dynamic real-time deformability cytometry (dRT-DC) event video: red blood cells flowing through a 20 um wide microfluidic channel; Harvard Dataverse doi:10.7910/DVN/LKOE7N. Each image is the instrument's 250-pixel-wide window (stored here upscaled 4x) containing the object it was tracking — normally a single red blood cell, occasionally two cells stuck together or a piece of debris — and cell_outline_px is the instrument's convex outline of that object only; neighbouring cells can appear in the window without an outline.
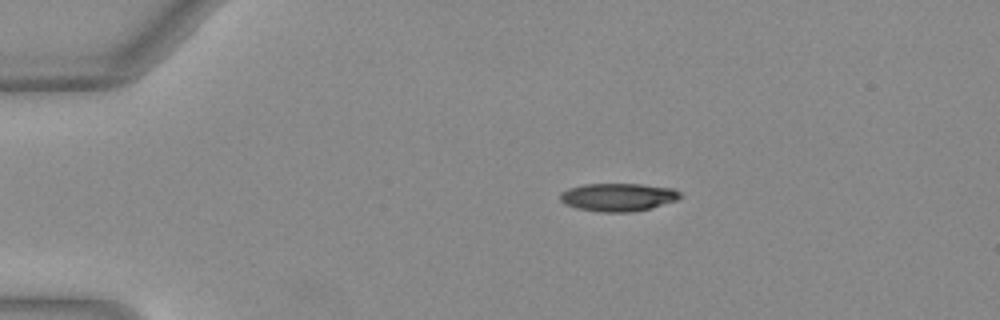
{"species": "Egyptian fruit bat (a non-hibernating species)", "species_latin": "Rousettus aegyptiacus", "temperature_condition": "warm", "stored_images_in_passage": 41, "camera_frame_rate_fps": 3000, "um_per_image_px": 0.085, "animal": {"sex": "female"}, "frame": {"image": 1, "passage_image": 1, "time_ms": 0.0, "image_size_px": [1000, 320], "cell_outline_px": [[684, 196], [676, 200], [652, 208], [632, 212], [600, 212], [576, 208], [564, 204], [560, 200], [560, 192], [568, 188], [584, 184], [640, 184], [672, 188], [680, 192]], "centroid_in_image_um": [52.53, 16.76], "position_along_channel_um": 32.5, "area_um2": 19.77}}
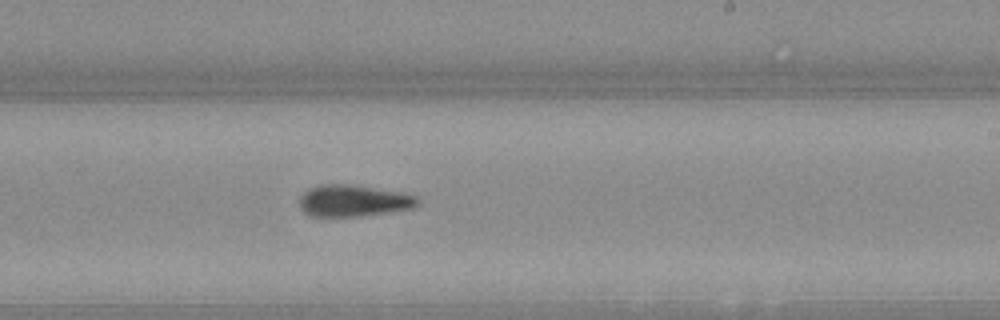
{"frame": {"image": 2, "passage_image": 22, "time_ms": 7.0, "image_size_px": [1000, 320], "cell_outline_px": [[420, 204], [412, 208], [388, 212], [360, 216], [312, 216], [304, 212], [300, 208], [300, 196], [308, 188], [320, 184], [352, 184], [400, 192], [416, 196], [420, 200]], "centroid_in_image_um": [30.04, 17.05], "position_along_channel_um": 259.0, "area_um2": 21.85}}
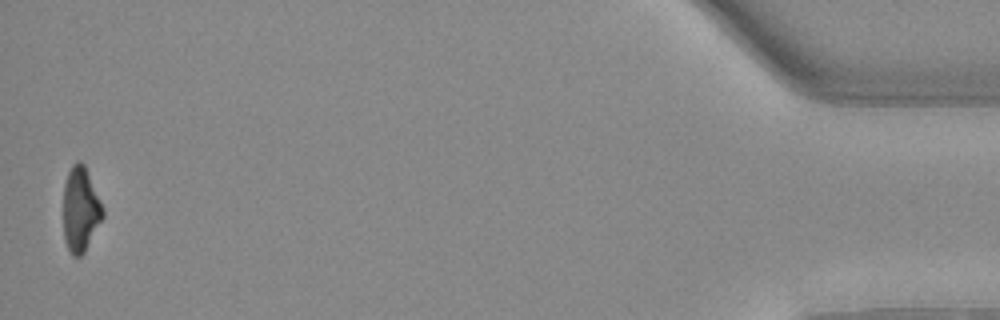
{"frame": {"image": 3, "passage_image": 41, "time_ms": 13.333, "image_size_px": [1000, 320], "cell_outline_px": [[104, 216], [84, 252], [80, 256], [72, 256], [64, 240], [64, 184], [68, 172], [72, 164], [76, 160], [80, 160], [84, 164], [104, 208]], "centroid_in_image_um": [6.85, 17.78], "position_along_channel_um": 428.4, "area_um2": 19.42}, "authors_computed_cell_mechanics": {"area_um2": 21.097, "velocity_mm_per_s": 4.0588, "shape_relaxation_time_tau1_ms": 8.5147, "shape_relaxation_time_tau2_ms": 8.554, "deformation_change_tau1": 0.286, "deformation_change_tau2": 0.1911}}